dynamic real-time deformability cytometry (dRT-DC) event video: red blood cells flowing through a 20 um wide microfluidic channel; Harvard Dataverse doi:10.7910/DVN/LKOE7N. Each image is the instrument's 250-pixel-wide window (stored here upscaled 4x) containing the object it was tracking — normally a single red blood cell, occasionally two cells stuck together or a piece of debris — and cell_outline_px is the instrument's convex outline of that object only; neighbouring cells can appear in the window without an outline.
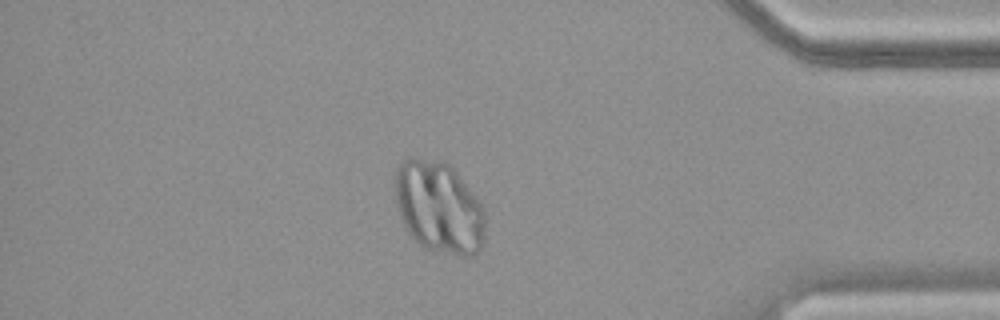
{"species": "common noctule bat (a hibernating species)", "species_latin": "Nyctalus noctula", "temperature_condition": "warm", "stored_images_in_passage": 70, "camera_frame_rate_fps": 3000, "um_per_image_px": 0.085, "animal": {"sex": "female", "body_mass_g": 18.4}, "frame": {"image": 1, "passage_image": 60, "time_ms": 19.667, "image_size_px": [1000, 320], "cell_outline_px": [[484, 240], [480, 252], [472, 256], [456, 256], [424, 248], [408, 232], [400, 220], [396, 204], [396, 168], [408, 156], [416, 156], [444, 160], [456, 172], [472, 192], [484, 208]], "centroid_in_image_um": [37.3, 17.62], "position_along_channel_um": 397.9, "area_um2": 48.78}}